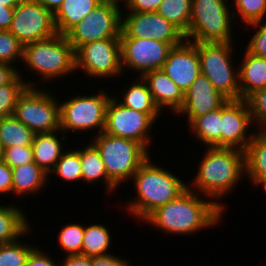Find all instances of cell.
<instances>
[{
  "label": "cell",
  "mask_w": 266,
  "mask_h": 266,
  "mask_svg": "<svg viewBox=\"0 0 266 266\" xmlns=\"http://www.w3.org/2000/svg\"><path fill=\"white\" fill-rule=\"evenodd\" d=\"M14 9L15 8L7 6L0 7V30L10 29L14 15Z\"/></svg>",
  "instance_id": "7dc6e473"
},
{
  "label": "cell",
  "mask_w": 266,
  "mask_h": 266,
  "mask_svg": "<svg viewBox=\"0 0 266 266\" xmlns=\"http://www.w3.org/2000/svg\"><path fill=\"white\" fill-rule=\"evenodd\" d=\"M12 194V168L0 158V194Z\"/></svg>",
  "instance_id": "7bdbcfd3"
},
{
  "label": "cell",
  "mask_w": 266,
  "mask_h": 266,
  "mask_svg": "<svg viewBox=\"0 0 266 266\" xmlns=\"http://www.w3.org/2000/svg\"><path fill=\"white\" fill-rule=\"evenodd\" d=\"M10 83L0 87V119L14 114L18 98L29 87H37L36 81L28 82L20 74Z\"/></svg>",
  "instance_id": "1f68e13d"
},
{
  "label": "cell",
  "mask_w": 266,
  "mask_h": 266,
  "mask_svg": "<svg viewBox=\"0 0 266 266\" xmlns=\"http://www.w3.org/2000/svg\"><path fill=\"white\" fill-rule=\"evenodd\" d=\"M140 78V79H139ZM133 84L122 92L121 100L117 97V101L127 108L142 113H162L154 103L147 82L143 77H139Z\"/></svg>",
  "instance_id": "4316f807"
},
{
  "label": "cell",
  "mask_w": 266,
  "mask_h": 266,
  "mask_svg": "<svg viewBox=\"0 0 266 266\" xmlns=\"http://www.w3.org/2000/svg\"><path fill=\"white\" fill-rule=\"evenodd\" d=\"M120 43L123 72L126 68L135 70L140 77L148 71L162 69L173 48L169 43L149 38L120 37Z\"/></svg>",
  "instance_id": "9a60e30c"
},
{
  "label": "cell",
  "mask_w": 266,
  "mask_h": 266,
  "mask_svg": "<svg viewBox=\"0 0 266 266\" xmlns=\"http://www.w3.org/2000/svg\"><path fill=\"white\" fill-rule=\"evenodd\" d=\"M18 75L19 69L12 64L0 63V87L10 84Z\"/></svg>",
  "instance_id": "f6af8a7d"
},
{
  "label": "cell",
  "mask_w": 266,
  "mask_h": 266,
  "mask_svg": "<svg viewBox=\"0 0 266 266\" xmlns=\"http://www.w3.org/2000/svg\"><path fill=\"white\" fill-rule=\"evenodd\" d=\"M35 133L14 115L0 119V149L32 145Z\"/></svg>",
  "instance_id": "f1b7e54d"
},
{
  "label": "cell",
  "mask_w": 266,
  "mask_h": 266,
  "mask_svg": "<svg viewBox=\"0 0 266 266\" xmlns=\"http://www.w3.org/2000/svg\"><path fill=\"white\" fill-rule=\"evenodd\" d=\"M80 162L82 181L86 183L100 182L102 180L106 186V193L114 192L117 186L108 178L105 165L102 161L100 151L90 142L80 149Z\"/></svg>",
  "instance_id": "484cf974"
},
{
  "label": "cell",
  "mask_w": 266,
  "mask_h": 266,
  "mask_svg": "<svg viewBox=\"0 0 266 266\" xmlns=\"http://www.w3.org/2000/svg\"><path fill=\"white\" fill-rule=\"evenodd\" d=\"M126 258L115 257L114 254H108L103 256H93L91 257V266H129L130 263L127 262Z\"/></svg>",
  "instance_id": "ee69618b"
},
{
  "label": "cell",
  "mask_w": 266,
  "mask_h": 266,
  "mask_svg": "<svg viewBox=\"0 0 266 266\" xmlns=\"http://www.w3.org/2000/svg\"><path fill=\"white\" fill-rule=\"evenodd\" d=\"M48 177L49 174L35 162L12 168V193L17 197L25 196L27 193L36 194L45 187Z\"/></svg>",
  "instance_id": "603a6c76"
},
{
  "label": "cell",
  "mask_w": 266,
  "mask_h": 266,
  "mask_svg": "<svg viewBox=\"0 0 266 266\" xmlns=\"http://www.w3.org/2000/svg\"><path fill=\"white\" fill-rule=\"evenodd\" d=\"M27 216L17 205H0V244L17 241L31 230Z\"/></svg>",
  "instance_id": "d4e9b609"
},
{
  "label": "cell",
  "mask_w": 266,
  "mask_h": 266,
  "mask_svg": "<svg viewBox=\"0 0 266 266\" xmlns=\"http://www.w3.org/2000/svg\"><path fill=\"white\" fill-rule=\"evenodd\" d=\"M142 77L147 82L154 103L161 112L167 108L175 114L180 111L184 103V93L162 69L148 71Z\"/></svg>",
  "instance_id": "d6986e66"
},
{
  "label": "cell",
  "mask_w": 266,
  "mask_h": 266,
  "mask_svg": "<svg viewBox=\"0 0 266 266\" xmlns=\"http://www.w3.org/2000/svg\"><path fill=\"white\" fill-rule=\"evenodd\" d=\"M245 176L255 186L266 180V133L255 130L245 150Z\"/></svg>",
  "instance_id": "7402d4cb"
},
{
  "label": "cell",
  "mask_w": 266,
  "mask_h": 266,
  "mask_svg": "<svg viewBox=\"0 0 266 266\" xmlns=\"http://www.w3.org/2000/svg\"><path fill=\"white\" fill-rule=\"evenodd\" d=\"M199 162L198 171L189 189L214 203L225 211L220 199L231 193L245 174V151L235 148L208 147ZM216 200V201H215Z\"/></svg>",
  "instance_id": "7a4b0ae2"
},
{
  "label": "cell",
  "mask_w": 266,
  "mask_h": 266,
  "mask_svg": "<svg viewBox=\"0 0 266 266\" xmlns=\"http://www.w3.org/2000/svg\"><path fill=\"white\" fill-rule=\"evenodd\" d=\"M26 266H60V264L54 262L49 254H45L41 248L35 246L28 255Z\"/></svg>",
  "instance_id": "b9f144b4"
},
{
  "label": "cell",
  "mask_w": 266,
  "mask_h": 266,
  "mask_svg": "<svg viewBox=\"0 0 266 266\" xmlns=\"http://www.w3.org/2000/svg\"><path fill=\"white\" fill-rule=\"evenodd\" d=\"M228 99L202 73L184 93V103L178 114L186 115L188 125L198 116L214 111Z\"/></svg>",
  "instance_id": "ac0fdd59"
},
{
  "label": "cell",
  "mask_w": 266,
  "mask_h": 266,
  "mask_svg": "<svg viewBox=\"0 0 266 266\" xmlns=\"http://www.w3.org/2000/svg\"><path fill=\"white\" fill-rule=\"evenodd\" d=\"M189 188L175 200L156 208L143 221L167 234L189 235L220 224L224 211ZM204 199V200H203Z\"/></svg>",
  "instance_id": "6da1fadb"
},
{
  "label": "cell",
  "mask_w": 266,
  "mask_h": 266,
  "mask_svg": "<svg viewBox=\"0 0 266 266\" xmlns=\"http://www.w3.org/2000/svg\"><path fill=\"white\" fill-rule=\"evenodd\" d=\"M111 233L102 224L85 226L84 239L82 244V255L87 257L103 256L111 254Z\"/></svg>",
  "instance_id": "f546056e"
},
{
  "label": "cell",
  "mask_w": 266,
  "mask_h": 266,
  "mask_svg": "<svg viewBox=\"0 0 266 266\" xmlns=\"http://www.w3.org/2000/svg\"><path fill=\"white\" fill-rule=\"evenodd\" d=\"M163 0H129L124 7L127 12H156Z\"/></svg>",
  "instance_id": "60d3db41"
},
{
  "label": "cell",
  "mask_w": 266,
  "mask_h": 266,
  "mask_svg": "<svg viewBox=\"0 0 266 266\" xmlns=\"http://www.w3.org/2000/svg\"><path fill=\"white\" fill-rule=\"evenodd\" d=\"M85 226L78 223L65 225L58 234V244L66 252V256L82 255V244Z\"/></svg>",
  "instance_id": "e575fe53"
},
{
  "label": "cell",
  "mask_w": 266,
  "mask_h": 266,
  "mask_svg": "<svg viewBox=\"0 0 266 266\" xmlns=\"http://www.w3.org/2000/svg\"><path fill=\"white\" fill-rule=\"evenodd\" d=\"M121 6L102 1L95 9L73 26L66 34L74 51L80 46L109 38H120Z\"/></svg>",
  "instance_id": "30bf717a"
},
{
  "label": "cell",
  "mask_w": 266,
  "mask_h": 266,
  "mask_svg": "<svg viewBox=\"0 0 266 266\" xmlns=\"http://www.w3.org/2000/svg\"><path fill=\"white\" fill-rule=\"evenodd\" d=\"M22 58L23 44L9 30H0V63L14 65Z\"/></svg>",
  "instance_id": "8d00e7d4"
},
{
  "label": "cell",
  "mask_w": 266,
  "mask_h": 266,
  "mask_svg": "<svg viewBox=\"0 0 266 266\" xmlns=\"http://www.w3.org/2000/svg\"><path fill=\"white\" fill-rule=\"evenodd\" d=\"M161 113H142L125 107L111 96L105 117V133L141 143L148 151L151 143L149 129Z\"/></svg>",
  "instance_id": "8fae6325"
},
{
  "label": "cell",
  "mask_w": 266,
  "mask_h": 266,
  "mask_svg": "<svg viewBox=\"0 0 266 266\" xmlns=\"http://www.w3.org/2000/svg\"><path fill=\"white\" fill-rule=\"evenodd\" d=\"M151 160L149 156L133 175L131 180L136 187L137 198L126 204L128 213L142 221L156 208L175 200L188 189V184L177 175Z\"/></svg>",
  "instance_id": "3957f363"
},
{
  "label": "cell",
  "mask_w": 266,
  "mask_h": 266,
  "mask_svg": "<svg viewBox=\"0 0 266 266\" xmlns=\"http://www.w3.org/2000/svg\"><path fill=\"white\" fill-rule=\"evenodd\" d=\"M228 0H192L190 42H233L234 17ZM230 9V10H229ZM233 22V23H232ZM232 27V28H231Z\"/></svg>",
  "instance_id": "8992f818"
},
{
  "label": "cell",
  "mask_w": 266,
  "mask_h": 266,
  "mask_svg": "<svg viewBox=\"0 0 266 266\" xmlns=\"http://www.w3.org/2000/svg\"><path fill=\"white\" fill-rule=\"evenodd\" d=\"M102 1H106L115 5H120L119 3H123L122 1H124V6H126V4L129 2V0H102Z\"/></svg>",
  "instance_id": "f907efd6"
},
{
  "label": "cell",
  "mask_w": 266,
  "mask_h": 266,
  "mask_svg": "<svg viewBox=\"0 0 266 266\" xmlns=\"http://www.w3.org/2000/svg\"><path fill=\"white\" fill-rule=\"evenodd\" d=\"M162 70L185 93L201 73L196 42L185 40L173 47Z\"/></svg>",
  "instance_id": "e0dca14e"
},
{
  "label": "cell",
  "mask_w": 266,
  "mask_h": 266,
  "mask_svg": "<svg viewBox=\"0 0 266 266\" xmlns=\"http://www.w3.org/2000/svg\"><path fill=\"white\" fill-rule=\"evenodd\" d=\"M9 31L23 45L57 34L53 14L34 0H23L15 7Z\"/></svg>",
  "instance_id": "4fadbf2b"
},
{
  "label": "cell",
  "mask_w": 266,
  "mask_h": 266,
  "mask_svg": "<svg viewBox=\"0 0 266 266\" xmlns=\"http://www.w3.org/2000/svg\"><path fill=\"white\" fill-rule=\"evenodd\" d=\"M66 149L51 171L66 182H78L82 180L80 148L72 150ZM78 180V181H77Z\"/></svg>",
  "instance_id": "d6a6232c"
},
{
  "label": "cell",
  "mask_w": 266,
  "mask_h": 266,
  "mask_svg": "<svg viewBox=\"0 0 266 266\" xmlns=\"http://www.w3.org/2000/svg\"><path fill=\"white\" fill-rule=\"evenodd\" d=\"M232 6L237 10L232 11L234 19L240 18L245 25L266 20V0H236Z\"/></svg>",
  "instance_id": "836d02e7"
},
{
  "label": "cell",
  "mask_w": 266,
  "mask_h": 266,
  "mask_svg": "<svg viewBox=\"0 0 266 266\" xmlns=\"http://www.w3.org/2000/svg\"><path fill=\"white\" fill-rule=\"evenodd\" d=\"M82 69L91 78L121 77L120 38L92 41L75 51V70Z\"/></svg>",
  "instance_id": "7c38bea8"
},
{
  "label": "cell",
  "mask_w": 266,
  "mask_h": 266,
  "mask_svg": "<svg viewBox=\"0 0 266 266\" xmlns=\"http://www.w3.org/2000/svg\"><path fill=\"white\" fill-rule=\"evenodd\" d=\"M40 3L44 8L48 9L52 14H54L61 6L64 0H34Z\"/></svg>",
  "instance_id": "c3c4849f"
},
{
  "label": "cell",
  "mask_w": 266,
  "mask_h": 266,
  "mask_svg": "<svg viewBox=\"0 0 266 266\" xmlns=\"http://www.w3.org/2000/svg\"><path fill=\"white\" fill-rule=\"evenodd\" d=\"M101 2L102 0H64L53 14L56 32L65 35Z\"/></svg>",
  "instance_id": "cb8c5ba5"
},
{
  "label": "cell",
  "mask_w": 266,
  "mask_h": 266,
  "mask_svg": "<svg viewBox=\"0 0 266 266\" xmlns=\"http://www.w3.org/2000/svg\"><path fill=\"white\" fill-rule=\"evenodd\" d=\"M23 0H0V7L1 6H7L15 8L17 5H19Z\"/></svg>",
  "instance_id": "681fc988"
},
{
  "label": "cell",
  "mask_w": 266,
  "mask_h": 266,
  "mask_svg": "<svg viewBox=\"0 0 266 266\" xmlns=\"http://www.w3.org/2000/svg\"><path fill=\"white\" fill-rule=\"evenodd\" d=\"M59 131L61 132V130H56L54 132L35 134L31 145L34 162L49 175L61 155L66 151L62 149L64 147L62 146L63 141L61 142L63 139L66 140V136L62 133L63 137L58 138Z\"/></svg>",
  "instance_id": "44dd1931"
},
{
  "label": "cell",
  "mask_w": 266,
  "mask_h": 266,
  "mask_svg": "<svg viewBox=\"0 0 266 266\" xmlns=\"http://www.w3.org/2000/svg\"><path fill=\"white\" fill-rule=\"evenodd\" d=\"M60 266H91V257L85 255L65 256Z\"/></svg>",
  "instance_id": "bcb514c9"
},
{
  "label": "cell",
  "mask_w": 266,
  "mask_h": 266,
  "mask_svg": "<svg viewBox=\"0 0 266 266\" xmlns=\"http://www.w3.org/2000/svg\"><path fill=\"white\" fill-rule=\"evenodd\" d=\"M232 42H196L201 73L228 100H240L239 73L234 69ZM232 59V60H231Z\"/></svg>",
  "instance_id": "52a82bcc"
},
{
  "label": "cell",
  "mask_w": 266,
  "mask_h": 266,
  "mask_svg": "<svg viewBox=\"0 0 266 266\" xmlns=\"http://www.w3.org/2000/svg\"><path fill=\"white\" fill-rule=\"evenodd\" d=\"M156 12L173 23L185 35L188 33L192 13V0H163Z\"/></svg>",
  "instance_id": "4dcf8cb0"
},
{
  "label": "cell",
  "mask_w": 266,
  "mask_h": 266,
  "mask_svg": "<svg viewBox=\"0 0 266 266\" xmlns=\"http://www.w3.org/2000/svg\"><path fill=\"white\" fill-rule=\"evenodd\" d=\"M251 124L247 100H227L221 106L220 147L245 151L255 133L248 130Z\"/></svg>",
  "instance_id": "2e32d148"
},
{
  "label": "cell",
  "mask_w": 266,
  "mask_h": 266,
  "mask_svg": "<svg viewBox=\"0 0 266 266\" xmlns=\"http://www.w3.org/2000/svg\"><path fill=\"white\" fill-rule=\"evenodd\" d=\"M221 107L196 117L190 124L189 132L207 147H220Z\"/></svg>",
  "instance_id": "83f0119b"
},
{
  "label": "cell",
  "mask_w": 266,
  "mask_h": 266,
  "mask_svg": "<svg viewBox=\"0 0 266 266\" xmlns=\"http://www.w3.org/2000/svg\"><path fill=\"white\" fill-rule=\"evenodd\" d=\"M0 158L11 168L34 162L31 145L5 148Z\"/></svg>",
  "instance_id": "f35d334b"
},
{
  "label": "cell",
  "mask_w": 266,
  "mask_h": 266,
  "mask_svg": "<svg viewBox=\"0 0 266 266\" xmlns=\"http://www.w3.org/2000/svg\"><path fill=\"white\" fill-rule=\"evenodd\" d=\"M28 70L38 73L45 82L75 72V51L65 35L54 36L23 45V58Z\"/></svg>",
  "instance_id": "277c9868"
},
{
  "label": "cell",
  "mask_w": 266,
  "mask_h": 266,
  "mask_svg": "<svg viewBox=\"0 0 266 266\" xmlns=\"http://www.w3.org/2000/svg\"><path fill=\"white\" fill-rule=\"evenodd\" d=\"M260 185L264 188V190L266 192V180L264 182H262Z\"/></svg>",
  "instance_id": "816d5d0a"
},
{
  "label": "cell",
  "mask_w": 266,
  "mask_h": 266,
  "mask_svg": "<svg viewBox=\"0 0 266 266\" xmlns=\"http://www.w3.org/2000/svg\"><path fill=\"white\" fill-rule=\"evenodd\" d=\"M19 239L15 242L0 244V266H26V261L35 245H27Z\"/></svg>",
  "instance_id": "d590c367"
},
{
  "label": "cell",
  "mask_w": 266,
  "mask_h": 266,
  "mask_svg": "<svg viewBox=\"0 0 266 266\" xmlns=\"http://www.w3.org/2000/svg\"><path fill=\"white\" fill-rule=\"evenodd\" d=\"M266 20L258 21L246 26L248 28L252 27L254 32L253 36L249 39L246 47V51L252 55L266 58ZM264 22V23H263ZM258 27V30H257Z\"/></svg>",
  "instance_id": "ab89813d"
},
{
  "label": "cell",
  "mask_w": 266,
  "mask_h": 266,
  "mask_svg": "<svg viewBox=\"0 0 266 266\" xmlns=\"http://www.w3.org/2000/svg\"><path fill=\"white\" fill-rule=\"evenodd\" d=\"M13 115L35 134L60 130V104L44 88L28 86L18 98Z\"/></svg>",
  "instance_id": "9c48e42d"
},
{
  "label": "cell",
  "mask_w": 266,
  "mask_h": 266,
  "mask_svg": "<svg viewBox=\"0 0 266 266\" xmlns=\"http://www.w3.org/2000/svg\"><path fill=\"white\" fill-rule=\"evenodd\" d=\"M246 100L249 105L253 125H257L259 132L266 133V87L255 91Z\"/></svg>",
  "instance_id": "74e56055"
},
{
  "label": "cell",
  "mask_w": 266,
  "mask_h": 266,
  "mask_svg": "<svg viewBox=\"0 0 266 266\" xmlns=\"http://www.w3.org/2000/svg\"><path fill=\"white\" fill-rule=\"evenodd\" d=\"M92 139L91 142L100 151L108 178L117 187L131 181L140 166L149 158L150 152L139 142L105 132Z\"/></svg>",
  "instance_id": "5b68a950"
},
{
  "label": "cell",
  "mask_w": 266,
  "mask_h": 266,
  "mask_svg": "<svg viewBox=\"0 0 266 266\" xmlns=\"http://www.w3.org/2000/svg\"><path fill=\"white\" fill-rule=\"evenodd\" d=\"M102 89V90H101ZM99 88L98 94L71 96L60 104V130L83 132L98 129V135L104 131L106 107L110 100L109 94L103 88Z\"/></svg>",
  "instance_id": "ba28073f"
},
{
  "label": "cell",
  "mask_w": 266,
  "mask_h": 266,
  "mask_svg": "<svg viewBox=\"0 0 266 266\" xmlns=\"http://www.w3.org/2000/svg\"><path fill=\"white\" fill-rule=\"evenodd\" d=\"M241 99L246 100L255 91L266 87V58L245 50L242 62L237 65Z\"/></svg>",
  "instance_id": "ffe728a7"
},
{
  "label": "cell",
  "mask_w": 266,
  "mask_h": 266,
  "mask_svg": "<svg viewBox=\"0 0 266 266\" xmlns=\"http://www.w3.org/2000/svg\"><path fill=\"white\" fill-rule=\"evenodd\" d=\"M122 12L120 37L149 38L171 44H182L185 34L157 12ZM125 15V16H123Z\"/></svg>",
  "instance_id": "5bb4252c"
}]
</instances>
